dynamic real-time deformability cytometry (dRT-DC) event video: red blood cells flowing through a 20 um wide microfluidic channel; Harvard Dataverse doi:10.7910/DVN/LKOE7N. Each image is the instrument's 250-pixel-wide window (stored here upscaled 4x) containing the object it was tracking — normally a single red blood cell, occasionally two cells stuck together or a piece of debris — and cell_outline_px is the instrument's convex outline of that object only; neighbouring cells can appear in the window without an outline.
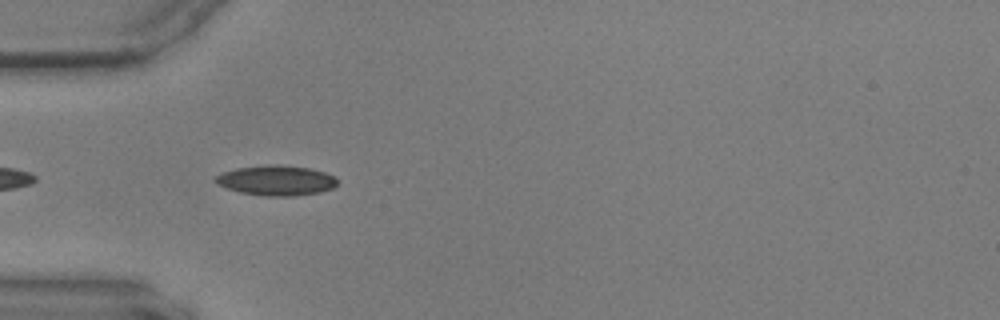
{"species": "common noctule bat (a hibernating species)", "species_latin": "Nyctalus noctula", "temperature_condition": "warm", "stored_images_in_passage": 43, "camera_frame_rate_fps": 3000, "um_per_image_px": 0.085, "animal": {"sex": "male", "body_mass_g": 17.9, "forearm_length_mm": 54.2}, "frame": {"image": 1, "passage_image": 3, "time_ms": 0.667, "image_size_px": [1000, 320], "cell_outline_px": [[336, 184], [332, 188], [320, 192], [292, 196], [264, 196], [240, 192], [216, 184], [212, 180], [220, 172], [236, 168], [268, 164], [276, 164], [308, 168], [324, 172], [336, 176]], "centroid_in_image_um": [23.43, 15.33], "position_along_channel_um": 61.6, "area_um2": 21.44}}
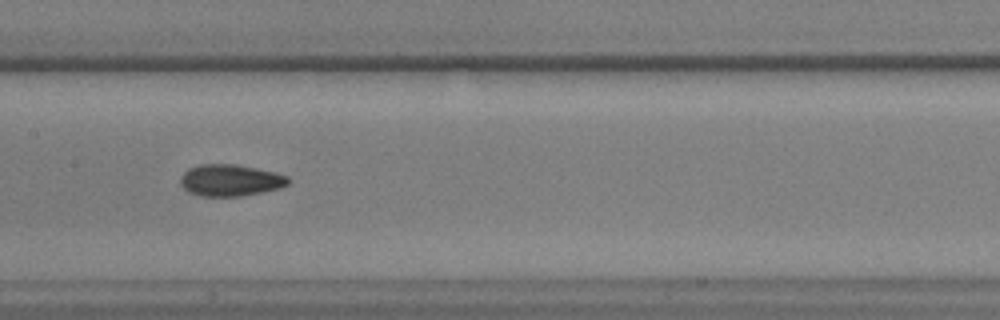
{"frame": {"image": 2, "passage_image": 14, "time_ms": 4.333, "image_size_px": [1000, 320], "cell_outline_px": [[292, 180], [288, 184], [280, 188], [240, 196], [200, 196], [188, 192], [180, 184], [180, 176], [188, 168], [200, 164], [236, 164], [276, 172], [288, 176]], "centroid_in_image_um": [19.58, 15.31], "position_along_channel_um": 187.8, "area_um2": 20.06}}
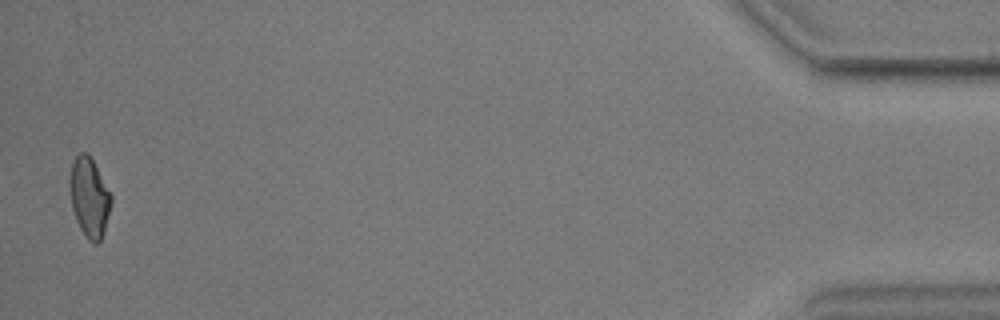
{"frame": {"image": 3, "passage_image": 42, "time_ms": 13.667, "image_size_px": [1000, 320], "cell_outline_px": [[112, 200], [104, 228], [100, 240], [96, 244], [88, 240], [80, 228], [76, 220], [72, 208], [68, 184], [68, 176], [72, 164], [76, 156], [80, 152], [88, 152], [112, 196]], "centroid_in_image_um": [7.55, 16.74], "position_along_channel_um": 427.6, "area_um2": 19.02}}